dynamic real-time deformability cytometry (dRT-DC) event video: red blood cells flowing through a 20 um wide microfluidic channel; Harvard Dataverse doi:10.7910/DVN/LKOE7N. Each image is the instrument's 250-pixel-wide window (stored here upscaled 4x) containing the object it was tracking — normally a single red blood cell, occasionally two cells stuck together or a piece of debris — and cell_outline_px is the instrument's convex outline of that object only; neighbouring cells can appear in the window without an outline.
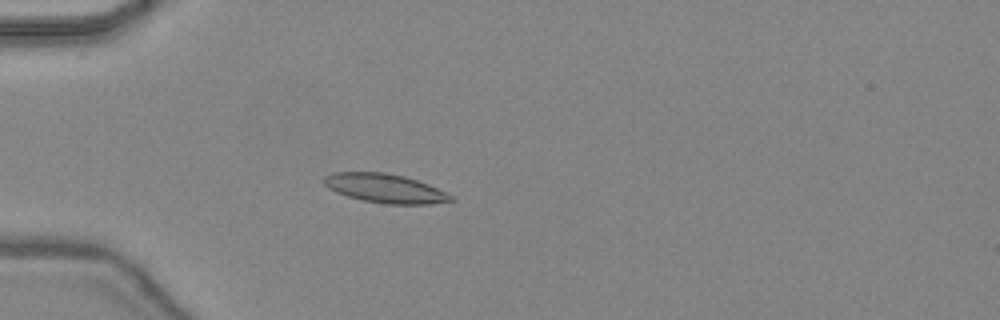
{"species": "common noctule bat (a hibernating species)", "species_latin": "Nyctalus noctula", "temperature_condition": "warm", "stored_images_in_passage": 48, "camera_frame_rate_fps": 3000, "um_per_image_px": 0.085, "animal": {"sex": "female", "body_mass_g": 24.6, "forearm_length_mm": 56.2}, "frame": {"image": 1, "passage_image": 15, "time_ms": 4.667, "image_size_px": [1000, 320], "cell_outline_px": [[456, 200], [432, 204], [388, 204], [364, 200], [348, 196], [336, 192], [328, 188], [324, 184], [324, 176], [332, 172], [388, 172], [404, 176], [428, 184], [452, 196]], "centroid_in_image_um": [32.71, 16.0], "position_along_channel_um": 52.3, "area_um2": 21.33}}
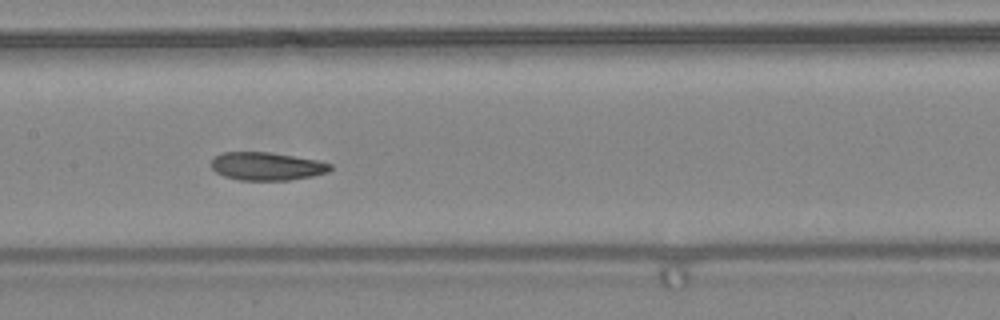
{"frame": {"image": 2, "passage_image": 25, "time_ms": 8.0, "image_size_px": [1000, 320], "cell_outline_px": [[332, 168], [328, 172], [312, 176], [288, 180], [240, 180], [224, 176], [216, 172], [212, 168], [212, 160], [220, 152], [268, 152], [316, 160], [332, 164]], "centroid_in_image_um": [22.67, 14.13], "position_along_channel_um": 184.7, "area_um2": 19.31}}
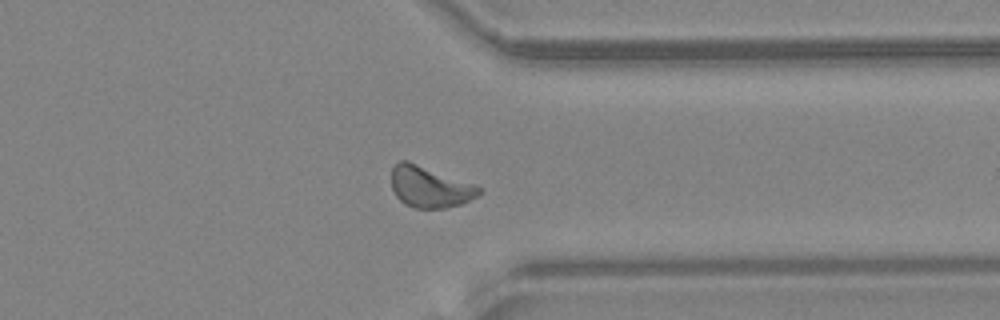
{"frame": {"image": 3, "passage_image": 38, "time_ms": 12.333, "image_size_px": [1000, 320], "cell_outline_px": [[484, 188], [476, 196], [460, 204], [444, 208], [416, 208], [404, 204], [396, 196], [392, 188], [392, 168], [400, 160], [408, 160]], "centroid_in_image_um": [36.51, 15.88], "position_along_channel_um": 374.9, "area_um2": 20.81}, "authors_computed_cell_mechanics": {"area_um2": 20.4612, "velocity_mm_per_s": 4.4311, "shape_relaxation_time_tau1_ms": 6.4229, "shape_relaxation_time_tau2_ms": 1.7918, "deformation_change_tau1": 0.1431, "deformation_change_tau2": 0.073}}